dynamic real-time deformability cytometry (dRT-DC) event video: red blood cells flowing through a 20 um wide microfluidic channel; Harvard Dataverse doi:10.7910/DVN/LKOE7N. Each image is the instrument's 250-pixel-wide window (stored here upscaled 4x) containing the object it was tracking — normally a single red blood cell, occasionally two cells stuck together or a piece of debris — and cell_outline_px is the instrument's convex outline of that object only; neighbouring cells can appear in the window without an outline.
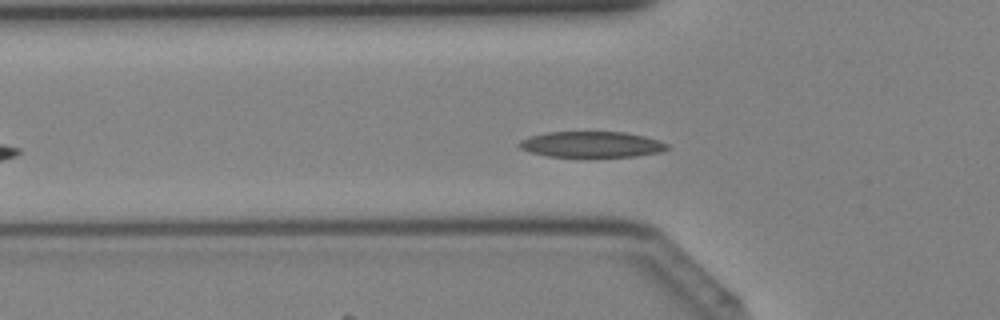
{"species": "Egyptian fruit bat (a non-hibernating species)", "species_latin": "Rousettus aegyptiacus", "temperature_condition": "cold", "stored_images_in_passage": 33, "camera_frame_rate_fps": 3000, "um_per_image_px": 0.085, "animal": {"sex": "female"}, "frame": {"image": 1, "passage_image": 8, "time_ms": 2.333, "image_size_px": [1000, 320], "cell_outline_px": [[668, 148], [664, 152], [636, 156], [588, 160], [548, 156], [532, 152], [520, 148], [516, 144], [520, 140], [528, 136], [548, 132], [624, 132], [644, 136], [668, 144]], "centroid_in_image_um": [50.27, 12.33], "position_along_channel_um": 75.5, "area_um2": 23.41}}
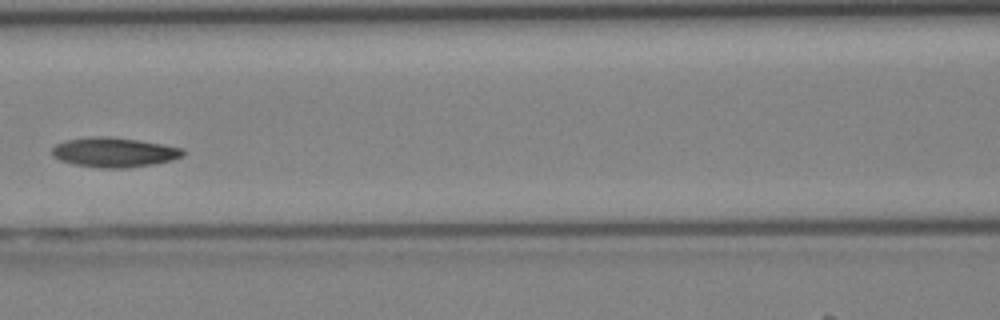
{"frame": {"image": 2, "passage_image": 13, "time_ms": 4.0, "image_size_px": [1000, 320], "cell_outline_px": [[184, 152], [180, 156], [172, 160], [152, 164], [128, 168], [100, 168], [72, 164], [60, 160], [52, 156], [52, 148], [56, 144], [64, 140], [92, 136], [108, 136], [136, 140], [184, 148]], "centroid_in_image_um": [9.64, 12.95], "position_along_channel_um": 157.0, "area_um2": 22.6}}
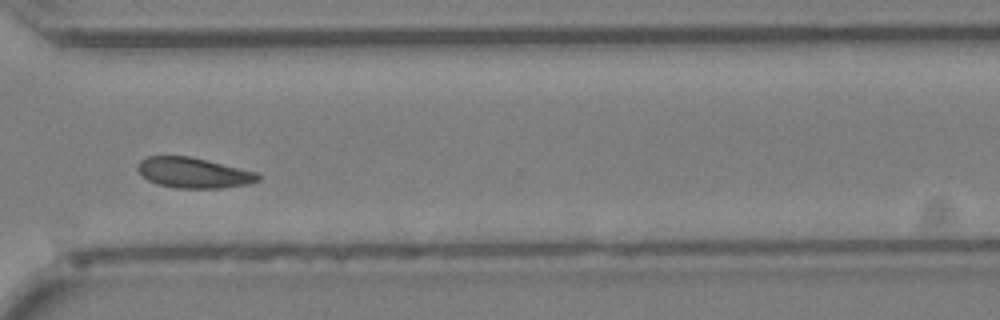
{"frame": {"image": 3, "passage_image": 25, "time_ms": 8.0, "image_size_px": [1000, 320], "cell_outline_px": [[260, 180], [248, 184], [220, 188], [176, 188], [156, 184], [148, 180], [136, 168], [136, 164], [140, 160], [148, 156], [188, 156], [256, 172], [260, 176]], "centroid_in_image_um": [16.41, 14.69], "position_along_channel_um": 354.2, "area_um2": 21.15}}